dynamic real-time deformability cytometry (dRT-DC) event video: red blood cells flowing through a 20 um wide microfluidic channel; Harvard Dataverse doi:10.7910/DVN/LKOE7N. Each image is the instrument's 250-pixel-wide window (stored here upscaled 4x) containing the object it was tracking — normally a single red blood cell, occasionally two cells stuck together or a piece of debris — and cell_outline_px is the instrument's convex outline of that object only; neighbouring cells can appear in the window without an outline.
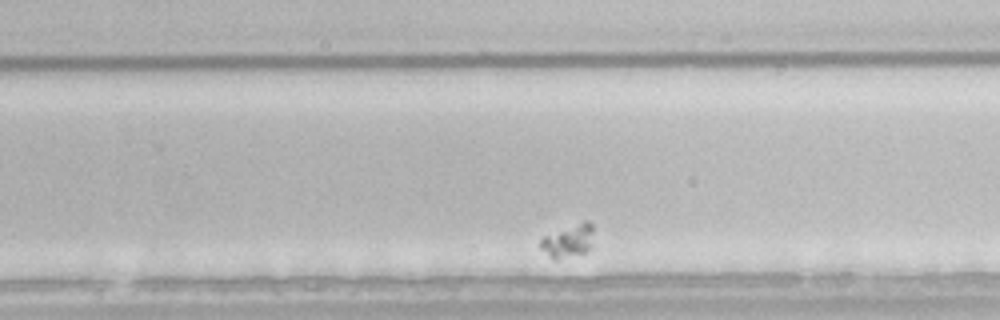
{"species": "common noctule bat (a hibernating species)", "species_latin": "Nyctalus noctula", "temperature_condition": "room temperature", "stored_images_in_passage": 35, "camera_frame_rate_fps": 3000, "um_per_image_px": 0.085, "animal": {"sex": "male", "body_mass_g": 21.5, "forearm_length_mm": 52.0}, "frame": {"image": 1, "passage_image": 25, "time_ms": 8.0, "image_size_px": [1000, 320], "cell_outline_px": [[592, 248], [588, 252], [556, 260], [552, 260], [540, 248], [540, 240], [544, 236], [584, 220], [588, 220], [592, 224]], "centroid_in_image_um": [48.32, 20.5], "position_along_channel_um": 281.5, "area_um2": 10.4}}
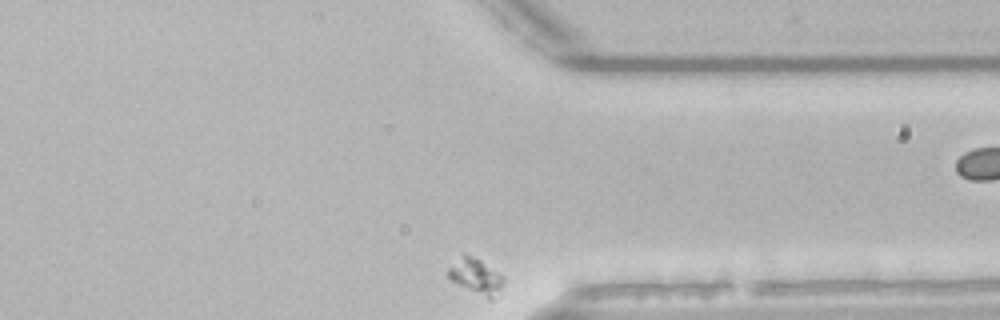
{"frame": {"image": 2, "passage_image": 34, "time_ms": 11.0, "image_size_px": [1000, 320], "cell_outline_px": [[504, 280], [500, 288], [492, 300], [488, 300], [452, 280], [448, 276], [448, 268], [464, 252], [480, 260], [504, 276]], "centroid_in_image_um": [40.46, 23.48], "position_along_channel_um": 370.9, "area_um2": 11.21}}